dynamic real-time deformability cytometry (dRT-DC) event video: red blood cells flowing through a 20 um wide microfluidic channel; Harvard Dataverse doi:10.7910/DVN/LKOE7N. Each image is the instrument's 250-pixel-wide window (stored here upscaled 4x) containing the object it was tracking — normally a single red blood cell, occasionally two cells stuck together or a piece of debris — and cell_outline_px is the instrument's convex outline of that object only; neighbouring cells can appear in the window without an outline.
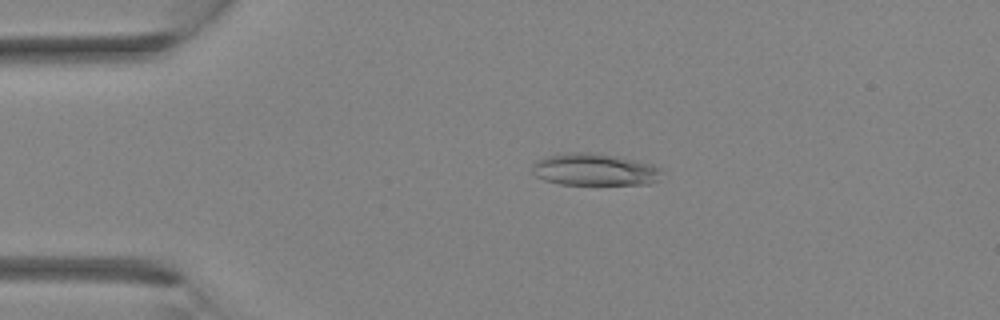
{"species": "Egyptian fruit bat (a non-hibernating species)", "species_latin": "Rousettus aegyptiacus", "temperature_condition": "room temperature", "stored_images_in_passage": 2, "camera_frame_rate_fps": 3000, "um_per_image_px": 0.085, "animal": {"sex": "female"}, "frame": {"image": 1, "passage_image": 1, "time_ms": 0.0, "image_size_px": [1000, 320], "cell_outline_px": [[660, 168], [656, 180], [652, 184], [560, 184], [544, 180], [536, 176], [532, 172], [532, 164], [536, 160], [548, 156], [568, 152], [596, 152], [636, 160], [652, 164]], "centroid_in_image_um": [50.48, 14.4], "position_along_channel_um": 34.5, "area_um2": 24.16}}